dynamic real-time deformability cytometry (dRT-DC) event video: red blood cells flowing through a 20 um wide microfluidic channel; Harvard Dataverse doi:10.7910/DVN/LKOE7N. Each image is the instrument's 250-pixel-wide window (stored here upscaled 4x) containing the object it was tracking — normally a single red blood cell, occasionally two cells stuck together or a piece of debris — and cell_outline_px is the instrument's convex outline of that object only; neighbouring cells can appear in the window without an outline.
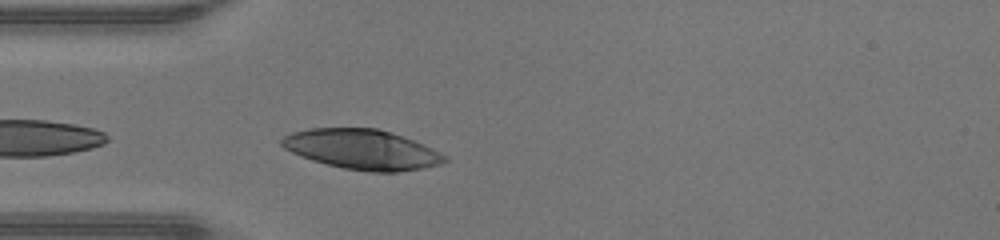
{"species": "human", "species_latin": "Homo sapiens", "temperature_condition": "warm", "stored_images_in_passage": 5, "camera_frame_rate_fps": 3000, "um_per_image_px": 0.085, "donor": {"sex": "male"}, "frame": {"image": 1, "passage_image": 2, "time_ms": 0.333, "image_size_px": [1000, 240], "cell_outline_px": [[448, 160], [440, 164], [420, 168], [396, 172], [372, 172], [344, 168], [312, 160], [292, 152], [284, 148], [280, 144], [280, 140], [284, 136], [292, 132], [308, 128], [376, 128], [424, 144], [448, 156]], "centroid_in_image_um": [30.77, 12.7], "position_along_channel_um": 54.2, "area_um2": 37.57}}